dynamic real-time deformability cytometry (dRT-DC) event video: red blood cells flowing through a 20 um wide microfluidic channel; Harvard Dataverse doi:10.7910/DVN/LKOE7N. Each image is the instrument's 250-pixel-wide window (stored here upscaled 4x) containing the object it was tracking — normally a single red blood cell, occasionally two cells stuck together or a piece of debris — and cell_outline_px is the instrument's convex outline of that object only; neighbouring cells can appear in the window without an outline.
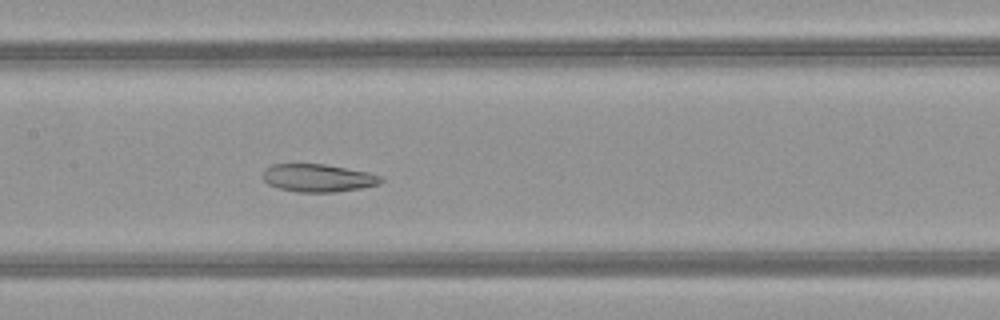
{"species": "common noctule bat (a hibernating species)", "species_latin": "Nyctalus noctula", "temperature_condition": "warm", "stored_images_in_passage": 52, "camera_frame_rate_fps": 3000, "um_per_image_px": 0.085, "animal": {"sex": "female", "body_mass_g": 21.9}, "frame": {"image": 1, "passage_image": 26, "time_ms": 8.333, "image_size_px": [1000, 320], "cell_outline_px": [[384, 180], [380, 184], [360, 188], [332, 192], [296, 192], [280, 188], [268, 184], [264, 180], [264, 168], [272, 164], [324, 164], [368, 172], [380, 176]], "centroid_in_image_um": [27.03, 15.12], "position_along_channel_um": 180.4, "area_um2": 19.02}}
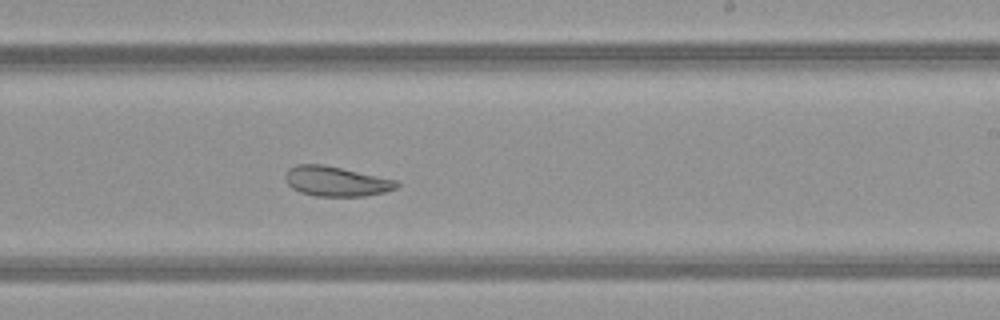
{"frame": {"image": 2, "passage_image": 32, "time_ms": 10.333, "image_size_px": [1000, 320], "cell_outline_px": [[400, 184], [396, 188], [384, 192], [368, 196], [316, 196], [300, 192], [292, 188], [284, 180], [284, 176], [288, 168], [296, 164], [324, 164], [396, 180]], "centroid_in_image_um": [28.53, 15.41], "position_along_channel_um": 260.5, "area_um2": 19.48}}
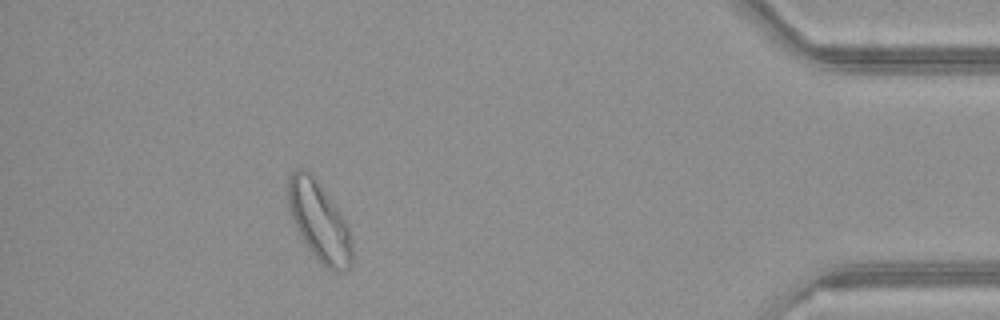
{"frame": {"image": 3, "passage_image": 47, "time_ms": 15.333, "image_size_px": [1000, 320], "cell_outline_px": [[352, 264], [344, 272], [332, 272], [320, 264], [304, 240], [288, 208], [288, 180], [292, 172], [296, 168], [304, 168], [312, 172], [348, 224], [352, 240]], "centroid_in_image_um": [27.16, 18.82], "position_along_channel_um": 408.0, "area_um2": 29.59}, "authors_computed_cell_mechanics": {"area_um2": 26.9348, "velocity_mm_per_s": 4.0132, "shape_relaxation_time_tau1_ms": null, "shape_relaxation_time_tau2_ms": 4.6022, "deformation_change_tau1": null, "deformation_change_tau2": 0.1146}}